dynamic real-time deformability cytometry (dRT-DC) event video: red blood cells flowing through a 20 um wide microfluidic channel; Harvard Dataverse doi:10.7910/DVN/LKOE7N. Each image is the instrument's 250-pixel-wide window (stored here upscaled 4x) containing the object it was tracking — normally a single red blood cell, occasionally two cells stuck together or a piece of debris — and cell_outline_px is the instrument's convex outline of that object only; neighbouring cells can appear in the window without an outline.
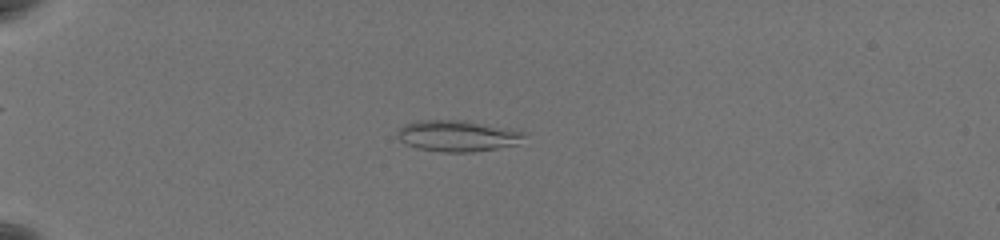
{"species": "common noctule bat (a hibernating species)", "species_latin": "Nyctalus noctula", "temperature_condition": "warm", "stored_images_in_passage": 58, "camera_frame_rate_fps": 3000, "um_per_image_px": 0.085, "animal": {"sex": "female", "body_mass_g": 19.5, "forearm_length_mm": 54.1}, "frame": {"image": 1, "passage_image": 16, "time_ms": 5.0, "image_size_px": [1000, 240], "cell_outline_px": [[528, 132], [516, 144], [496, 148], [472, 152], [440, 152], [416, 148], [400, 140], [396, 136], [396, 132], [404, 124], [416, 120], [460, 120], [508, 128]], "centroid_in_image_um": [38.84, 11.55], "position_along_channel_um": 46.2, "area_um2": 22.95}}
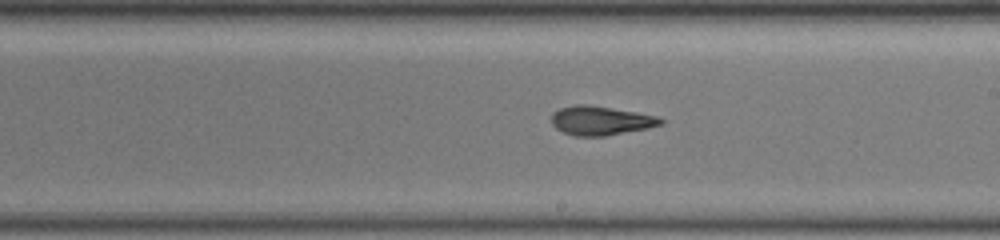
{"frame": {"image": 2, "passage_image": 36, "time_ms": 11.667, "image_size_px": [1000, 240], "cell_outline_px": [[664, 124], [648, 128], [604, 136], [572, 136], [556, 128], [552, 124], [552, 112], [560, 108], [576, 104], [588, 104], [636, 112], [656, 116], [664, 120]], "centroid_in_image_um": [51.05, 10.25], "position_along_channel_um": 238.0, "area_um2": 18.5}}
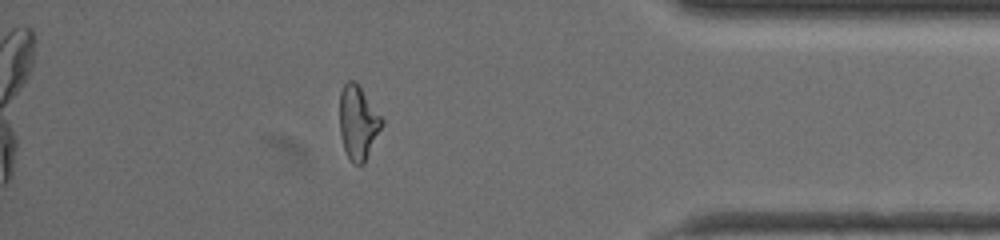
{"frame": {"image": 3, "passage_image": 52, "time_ms": 17.0, "image_size_px": [1000, 240], "cell_outline_px": [[384, 124], [364, 164], [352, 164], [344, 148], [340, 132], [340, 92], [344, 84], [348, 80], [352, 80], [360, 88], [384, 120]], "centroid_in_image_um": [30.44, 10.45], "position_along_channel_um": 404.8, "area_um2": 17.98}, "authors_computed_cell_mechanics": {"area_um2": 18.8139, "velocity_mm_per_s": 3.5948, "shape_relaxation_time_tau1_ms": 8.202, "shape_relaxation_time_tau2_ms": 2.0767, "deformation_change_tau1": 0.2439, "deformation_change_tau2": 0.1023}}